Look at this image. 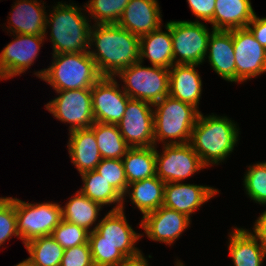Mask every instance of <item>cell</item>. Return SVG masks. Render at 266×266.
I'll list each match as a JSON object with an SVG mask.
<instances>
[{
	"label": "cell",
	"mask_w": 266,
	"mask_h": 266,
	"mask_svg": "<svg viewBox=\"0 0 266 266\" xmlns=\"http://www.w3.org/2000/svg\"><path fill=\"white\" fill-rule=\"evenodd\" d=\"M92 27L90 47L95 42L98 52H88L102 77L117 76L121 70L140 62L138 36L118 24H95Z\"/></svg>",
	"instance_id": "cell-1"
},
{
	"label": "cell",
	"mask_w": 266,
	"mask_h": 266,
	"mask_svg": "<svg viewBox=\"0 0 266 266\" xmlns=\"http://www.w3.org/2000/svg\"><path fill=\"white\" fill-rule=\"evenodd\" d=\"M238 134L236 124L227 117H205L200 112L189 143L205 166L219 164L233 152Z\"/></svg>",
	"instance_id": "cell-2"
},
{
	"label": "cell",
	"mask_w": 266,
	"mask_h": 266,
	"mask_svg": "<svg viewBox=\"0 0 266 266\" xmlns=\"http://www.w3.org/2000/svg\"><path fill=\"white\" fill-rule=\"evenodd\" d=\"M52 65L36 74L56 91L89 89L102 77L89 52L53 54Z\"/></svg>",
	"instance_id": "cell-3"
},
{
	"label": "cell",
	"mask_w": 266,
	"mask_h": 266,
	"mask_svg": "<svg viewBox=\"0 0 266 266\" xmlns=\"http://www.w3.org/2000/svg\"><path fill=\"white\" fill-rule=\"evenodd\" d=\"M46 17V25L51 26L53 54L79 53L90 49L91 26L82 15L81 8L58 2Z\"/></svg>",
	"instance_id": "cell-4"
},
{
	"label": "cell",
	"mask_w": 266,
	"mask_h": 266,
	"mask_svg": "<svg viewBox=\"0 0 266 266\" xmlns=\"http://www.w3.org/2000/svg\"><path fill=\"white\" fill-rule=\"evenodd\" d=\"M154 110V141H165L166 144L189 143L194 125L200 112L188 103L182 102L171 96H166L155 103ZM178 139L179 141H176Z\"/></svg>",
	"instance_id": "cell-5"
},
{
	"label": "cell",
	"mask_w": 266,
	"mask_h": 266,
	"mask_svg": "<svg viewBox=\"0 0 266 266\" xmlns=\"http://www.w3.org/2000/svg\"><path fill=\"white\" fill-rule=\"evenodd\" d=\"M136 62L117 75L125 83L123 91L133 99L152 105L169 95V69L152 66L143 67Z\"/></svg>",
	"instance_id": "cell-6"
},
{
	"label": "cell",
	"mask_w": 266,
	"mask_h": 266,
	"mask_svg": "<svg viewBox=\"0 0 266 266\" xmlns=\"http://www.w3.org/2000/svg\"><path fill=\"white\" fill-rule=\"evenodd\" d=\"M58 203L31 204L15 198V212L19 238L28 241L49 236L62 220Z\"/></svg>",
	"instance_id": "cell-7"
},
{
	"label": "cell",
	"mask_w": 266,
	"mask_h": 266,
	"mask_svg": "<svg viewBox=\"0 0 266 266\" xmlns=\"http://www.w3.org/2000/svg\"><path fill=\"white\" fill-rule=\"evenodd\" d=\"M210 36L209 30L198 20L171 21L173 64L200 65L206 58ZM178 55L180 58L176 60Z\"/></svg>",
	"instance_id": "cell-8"
},
{
	"label": "cell",
	"mask_w": 266,
	"mask_h": 266,
	"mask_svg": "<svg viewBox=\"0 0 266 266\" xmlns=\"http://www.w3.org/2000/svg\"><path fill=\"white\" fill-rule=\"evenodd\" d=\"M46 109L62 122L70 123V130L90 128L94 123L91 88L57 91Z\"/></svg>",
	"instance_id": "cell-9"
},
{
	"label": "cell",
	"mask_w": 266,
	"mask_h": 266,
	"mask_svg": "<svg viewBox=\"0 0 266 266\" xmlns=\"http://www.w3.org/2000/svg\"><path fill=\"white\" fill-rule=\"evenodd\" d=\"M204 167L190 143L165 144L162 155L156 149V176L165 183L181 182Z\"/></svg>",
	"instance_id": "cell-10"
},
{
	"label": "cell",
	"mask_w": 266,
	"mask_h": 266,
	"mask_svg": "<svg viewBox=\"0 0 266 266\" xmlns=\"http://www.w3.org/2000/svg\"><path fill=\"white\" fill-rule=\"evenodd\" d=\"M152 106L142 100L133 98L128 100L124 116L117 126L131 148L155 146Z\"/></svg>",
	"instance_id": "cell-11"
},
{
	"label": "cell",
	"mask_w": 266,
	"mask_h": 266,
	"mask_svg": "<svg viewBox=\"0 0 266 266\" xmlns=\"http://www.w3.org/2000/svg\"><path fill=\"white\" fill-rule=\"evenodd\" d=\"M142 235H138L127 223L122 209L110 210L89 232V243H109L115 245L126 257L141 253L134 245Z\"/></svg>",
	"instance_id": "cell-12"
},
{
	"label": "cell",
	"mask_w": 266,
	"mask_h": 266,
	"mask_svg": "<svg viewBox=\"0 0 266 266\" xmlns=\"http://www.w3.org/2000/svg\"><path fill=\"white\" fill-rule=\"evenodd\" d=\"M236 82H243L266 72V49L247 28L233 29Z\"/></svg>",
	"instance_id": "cell-13"
},
{
	"label": "cell",
	"mask_w": 266,
	"mask_h": 266,
	"mask_svg": "<svg viewBox=\"0 0 266 266\" xmlns=\"http://www.w3.org/2000/svg\"><path fill=\"white\" fill-rule=\"evenodd\" d=\"M94 120L118 124L130 97L119 89L114 77H101L91 88Z\"/></svg>",
	"instance_id": "cell-14"
},
{
	"label": "cell",
	"mask_w": 266,
	"mask_h": 266,
	"mask_svg": "<svg viewBox=\"0 0 266 266\" xmlns=\"http://www.w3.org/2000/svg\"><path fill=\"white\" fill-rule=\"evenodd\" d=\"M45 35L16 34L0 54V79L22 74L32 65Z\"/></svg>",
	"instance_id": "cell-15"
},
{
	"label": "cell",
	"mask_w": 266,
	"mask_h": 266,
	"mask_svg": "<svg viewBox=\"0 0 266 266\" xmlns=\"http://www.w3.org/2000/svg\"><path fill=\"white\" fill-rule=\"evenodd\" d=\"M189 224L188 216L162 205L145 214L139 225L151 240L171 245Z\"/></svg>",
	"instance_id": "cell-16"
},
{
	"label": "cell",
	"mask_w": 266,
	"mask_h": 266,
	"mask_svg": "<svg viewBox=\"0 0 266 266\" xmlns=\"http://www.w3.org/2000/svg\"><path fill=\"white\" fill-rule=\"evenodd\" d=\"M218 190L194 184L180 182L165 183L163 206L174 209L190 218L203 203L213 197Z\"/></svg>",
	"instance_id": "cell-17"
},
{
	"label": "cell",
	"mask_w": 266,
	"mask_h": 266,
	"mask_svg": "<svg viewBox=\"0 0 266 266\" xmlns=\"http://www.w3.org/2000/svg\"><path fill=\"white\" fill-rule=\"evenodd\" d=\"M160 13L157 0H130L117 24L140 38L161 27Z\"/></svg>",
	"instance_id": "cell-18"
},
{
	"label": "cell",
	"mask_w": 266,
	"mask_h": 266,
	"mask_svg": "<svg viewBox=\"0 0 266 266\" xmlns=\"http://www.w3.org/2000/svg\"><path fill=\"white\" fill-rule=\"evenodd\" d=\"M208 42V59L213 70L224 80L236 82L235 53L232 30H212ZM210 50V51H209Z\"/></svg>",
	"instance_id": "cell-19"
},
{
	"label": "cell",
	"mask_w": 266,
	"mask_h": 266,
	"mask_svg": "<svg viewBox=\"0 0 266 266\" xmlns=\"http://www.w3.org/2000/svg\"><path fill=\"white\" fill-rule=\"evenodd\" d=\"M197 64H173L169 69V96L196 108L201 97L202 80Z\"/></svg>",
	"instance_id": "cell-20"
},
{
	"label": "cell",
	"mask_w": 266,
	"mask_h": 266,
	"mask_svg": "<svg viewBox=\"0 0 266 266\" xmlns=\"http://www.w3.org/2000/svg\"><path fill=\"white\" fill-rule=\"evenodd\" d=\"M69 133L68 152L79 173L95 170L102 157L94 131L91 128H83Z\"/></svg>",
	"instance_id": "cell-21"
},
{
	"label": "cell",
	"mask_w": 266,
	"mask_h": 266,
	"mask_svg": "<svg viewBox=\"0 0 266 266\" xmlns=\"http://www.w3.org/2000/svg\"><path fill=\"white\" fill-rule=\"evenodd\" d=\"M40 5L37 0H18L10 14L9 29L14 34L46 35L47 15Z\"/></svg>",
	"instance_id": "cell-22"
},
{
	"label": "cell",
	"mask_w": 266,
	"mask_h": 266,
	"mask_svg": "<svg viewBox=\"0 0 266 266\" xmlns=\"http://www.w3.org/2000/svg\"><path fill=\"white\" fill-rule=\"evenodd\" d=\"M167 32L161 27L139 39L140 62L146 57L152 66L168 68L173 65V45L171 38V21L165 25Z\"/></svg>",
	"instance_id": "cell-23"
},
{
	"label": "cell",
	"mask_w": 266,
	"mask_h": 266,
	"mask_svg": "<svg viewBox=\"0 0 266 266\" xmlns=\"http://www.w3.org/2000/svg\"><path fill=\"white\" fill-rule=\"evenodd\" d=\"M250 0H216L213 19L214 30L244 28L254 17Z\"/></svg>",
	"instance_id": "cell-24"
},
{
	"label": "cell",
	"mask_w": 266,
	"mask_h": 266,
	"mask_svg": "<svg viewBox=\"0 0 266 266\" xmlns=\"http://www.w3.org/2000/svg\"><path fill=\"white\" fill-rule=\"evenodd\" d=\"M229 237L228 250L235 266H262L266 249L251 232L235 228Z\"/></svg>",
	"instance_id": "cell-25"
},
{
	"label": "cell",
	"mask_w": 266,
	"mask_h": 266,
	"mask_svg": "<svg viewBox=\"0 0 266 266\" xmlns=\"http://www.w3.org/2000/svg\"><path fill=\"white\" fill-rule=\"evenodd\" d=\"M164 186L165 182L155 175L129 184L125 195L126 193L129 194L132 203L137 206L144 216L162 206ZM131 187L132 191L129 192Z\"/></svg>",
	"instance_id": "cell-26"
},
{
	"label": "cell",
	"mask_w": 266,
	"mask_h": 266,
	"mask_svg": "<svg viewBox=\"0 0 266 266\" xmlns=\"http://www.w3.org/2000/svg\"><path fill=\"white\" fill-rule=\"evenodd\" d=\"M128 185L156 175V147L130 148L122 159Z\"/></svg>",
	"instance_id": "cell-27"
},
{
	"label": "cell",
	"mask_w": 266,
	"mask_h": 266,
	"mask_svg": "<svg viewBox=\"0 0 266 266\" xmlns=\"http://www.w3.org/2000/svg\"><path fill=\"white\" fill-rule=\"evenodd\" d=\"M90 128L94 131L102 159H122L131 148L122 137L117 124L95 121Z\"/></svg>",
	"instance_id": "cell-28"
},
{
	"label": "cell",
	"mask_w": 266,
	"mask_h": 266,
	"mask_svg": "<svg viewBox=\"0 0 266 266\" xmlns=\"http://www.w3.org/2000/svg\"><path fill=\"white\" fill-rule=\"evenodd\" d=\"M81 177L84 187L81 188L80 192L83 195L102 206L117 203L118 205L112 210H124L123 196L95 170L84 172L81 174Z\"/></svg>",
	"instance_id": "cell-29"
},
{
	"label": "cell",
	"mask_w": 266,
	"mask_h": 266,
	"mask_svg": "<svg viewBox=\"0 0 266 266\" xmlns=\"http://www.w3.org/2000/svg\"><path fill=\"white\" fill-rule=\"evenodd\" d=\"M74 196L64 208H61L62 220L74 223L90 232L88 229L96 222L102 205L92 201L80 191Z\"/></svg>",
	"instance_id": "cell-30"
},
{
	"label": "cell",
	"mask_w": 266,
	"mask_h": 266,
	"mask_svg": "<svg viewBox=\"0 0 266 266\" xmlns=\"http://www.w3.org/2000/svg\"><path fill=\"white\" fill-rule=\"evenodd\" d=\"M24 245L30 254L27 260L33 266H60L64 249L51 235L32 239Z\"/></svg>",
	"instance_id": "cell-31"
},
{
	"label": "cell",
	"mask_w": 266,
	"mask_h": 266,
	"mask_svg": "<svg viewBox=\"0 0 266 266\" xmlns=\"http://www.w3.org/2000/svg\"><path fill=\"white\" fill-rule=\"evenodd\" d=\"M130 0H90L86 6L96 24H117Z\"/></svg>",
	"instance_id": "cell-32"
},
{
	"label": "cell",
	"mask_w": 266,
	"mask_h": 266,
	"mask_svg": "<svg viewBox=\"0 0 266 266\" xmlns=\"http://www.w3.org/2000/svg\"><path fill=\"white\" fill-rule=\"evenodd\" d=\"M95 171L123 196L124 201L128 181L122 159H101Z\"/></svg>",
	"instance_id": "cell-33"
},
{
	"label": "cell",
	"mask_w": 266,
	"mask_h": 266,
	"mask_svg": "<svg viewBox=\"0 0 266 266\" xmlns=\"http://www.w3.org/2000/svg\"><path fill=\"white\" fill-rule=\"evenodd\" d=\"M244 185L252 200L266 205V162L249 167L244 176Z\"/></svg>",
	"instance_id": "cell-34"
},
{
	"label": "cell",
	"mask_w": 266,
	"mask_h": 266,
	"mask_svg": "<svg viewBox=\"0 0 266 266\" xmlns=\"http://www.w3.org/2000/svg\"><path fill=\"white\" fill-rule=\"evenodd\" d=\"M51 236L63 249L87 244L89 241V231L65 220L60 221Z\"/></svg>",
	"instance_id": "cell-35"
},
{
	"label": "cell",
	"mask_w": 266,
	"mask_h": 266,
	"mask_svg": "<svg viewBox=\"0 0 266 266\" xmlns=\"http://www.w3.org/2000/svg\"><path fill=\"white\" fill-rule=\"evenodd\" d=\"M18 235L15 212V198L0 197V246L11 237Z\"/></svg>",
	"instance_id": "cell-36"
},
{
	"label": "cell",
	"mask_w": 266,
	"mask_h": 266,
	"mask_svg": "<svg viewBox=\"0 0 266 266\" xmlns=\"http://www.w3.org/2000/svg\"><path fill=\"white\" fill-rule=\"evenodd\" d=\"M94 266H118L126 256L115 245L89 243Z\"/></svg>",
	"instance_id": "cell-37"
},
{
	"label": "cell",
	"mask_w": 266,
	"mask_h": 266,
	"mask_svg": "<svg viewBox=\"0 0 266 266\" xmlns=\"http://www.w3.org/2000/svg\"><path fill=\"white\" fill-rule=\"evenodd\" d=\"M60 266H94L89 242L64 249Z\"/></svg>",
	"instance_id": "cell-38"
},
{
	"label": "cell",
	"mask_w": 266,
	"mask_h": 266,
	"mask_svg": "<svg viewBox=\"0 0 266 266\" xmlns=\"http://www.w3.org/2000/svg\"><path fill=\"white\" fill-rule=\"evenodd\" d=\"M187 2L198 19L206 22L213 19L216 0H187Z\"/></svg>",
	"instance_id": "cell-39"
},
{
	"label": "cell",
	"mask_w": 266,
	"mask_h": 266,
	"mask_svg": "<svg viewBox=\"0 0 266 266\" xmlns=\"http://www.w3.org/2000/svg\"><path fill=\"white\" fill-rule=\"evenodd\" d=\"M247 28L251 31L254 38L266 49V17L259 18L255 14L248 23Z\"/></svg>",
	"instance_id": "cell-40"
},
{
	"label": "cell",
	"mask_w": 266,
	"mask_h": 266,
	"mask_svg": "<svg viewBox=\"0 0 266 266\" xmlns=\"http://www.w3.org/2000/svg\"><path fill=\"white\" fill-rule=\"evenodd\" d=\"M253 231V235L259 239L258 241L266 249V211L256 220Z\"/></svg>",
	"instance_id": "cell-41"
},
{
	"label": "cell",
	"mask_w": 266,
	"mask_h": 266,
	"mask_svg": "<svg viewBox=\"0 0 266 266\" xmlns=\"http://www.w3.org/2000/svg\"><path fill=\"white\" fill-rule=\"evenodd\" d=\"M118 266H148V264L142 253H140L133 257H126Z\"/></svg>",
	"instance_id": "cell-42"
},
{
	"label": "cell",
	"mask_w": 266,
	"mask_h": 266,
	"mask_svg": "<svg viewBox=\"0 0 266 266\" xmlns=\"http://www.w3.org/2000/svg\"><path fill=\"white\" fill-rule=\"evenodd\" d=\"M15 266H33L27 259L18 263L17 265Z\"/></svg>",
	"instance_id": "cell-43"
},
{
	"label": "cell",
	"mask_w": 266,
	"mask_h": 266,
	"mask_svg": "<svg viewBox=\"0 0 266 266\" xmlns=\"http://www.w3.org/2000/svg\"><path fill=\"white\" fill-rule=\"evenodd\" d=\"M177 266H183V264L179 261V262H177V264H176Z\"/></svg>",
	"instance_id": "cell-44"
}]
</instances>
